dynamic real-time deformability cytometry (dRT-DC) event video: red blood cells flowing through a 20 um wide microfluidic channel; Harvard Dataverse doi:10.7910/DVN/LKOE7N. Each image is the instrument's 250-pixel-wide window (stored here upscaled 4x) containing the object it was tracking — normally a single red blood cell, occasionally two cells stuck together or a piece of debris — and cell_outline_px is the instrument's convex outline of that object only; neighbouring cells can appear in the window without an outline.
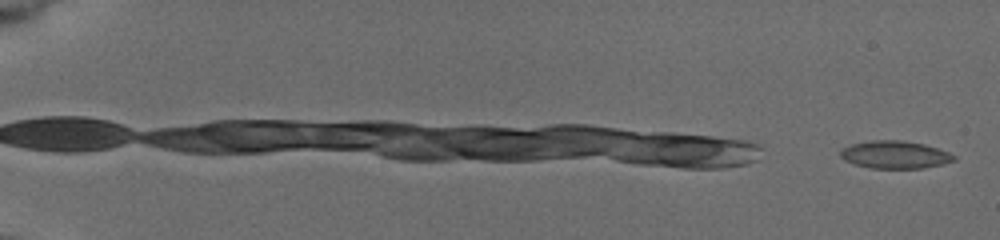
{"species": "common noctule bat (a hibernating species)", "species_latin": "Nyctalus noctula", "temperature_condition": "cold", "stored_images_in_passage": 14, "camera_frame_rate_fps": 3000, "um_per_image_px": 0.085, "animal": {"sex": "female", "body_mass_g": 19.5, "forearm_length_mm": 54.1}, "frame": {"image": 1, "passage_image": 1, "time_ms": 0.0, "image_size_px": [1000, 240], "cell_outline_px": [[956, 160], [940, 164], [920, 168], [872, 168], [856, 164], [844, 160], [840, 156], [840, 152], [844, 148], [852, 144], [872, 140], [900, 140], [924, 144], [948, 152], [956, 156]], "centroid_in_image_um": [76.07, 13.14], "position_along_channel_um": 8.9, "area_um2": 17.98}}